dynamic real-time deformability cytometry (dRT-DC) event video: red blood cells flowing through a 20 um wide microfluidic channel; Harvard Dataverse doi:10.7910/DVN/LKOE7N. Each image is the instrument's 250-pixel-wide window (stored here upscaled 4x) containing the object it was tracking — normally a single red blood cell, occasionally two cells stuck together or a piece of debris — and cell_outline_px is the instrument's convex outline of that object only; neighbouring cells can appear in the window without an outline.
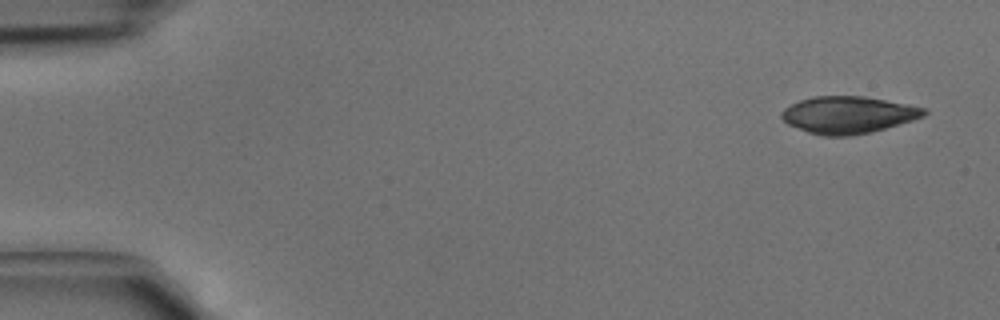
{"species": "common noctule bat (a hibernating species)", "species_latin": "Nyctalus noctula", "temperature_condition": "cold", "stored_images_in_passage": 3, "camera_frame_rate_fps": 3000, "um_per_image_px": 0.085, "animal": {"sex": "male", "body_mass_g": 15.6}, "frame": {"image": 1, "passage_image": 1, "time_ms": 0.0, "image_size_px": [1000, 320], "cell_outline_px": [[928, 112], [924, 116], [912, 120], [884, 128], [868, 132], [848, 136], [820, 136], [808, 132], [788, 124], [780, 116], [780, 112], [784, 108], [800, 100], [812, 96], [864, 96], [908, 104], [928, 108]], "centroid_in_image_um": [72.08, 9.75], "position_along_channel_um": 12.9, "area_um2": 30.69}}
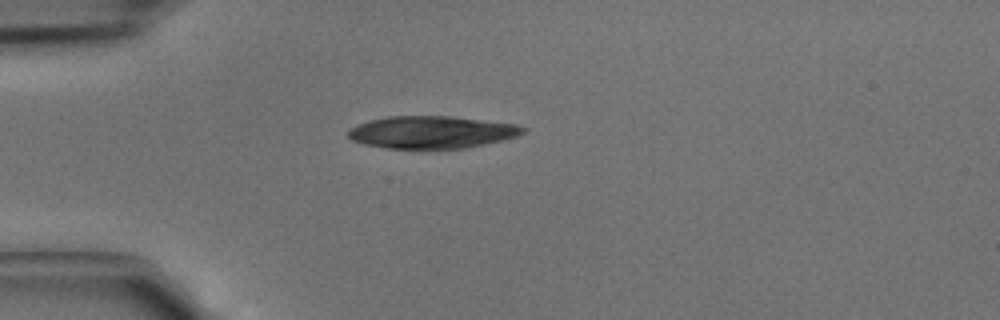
{"frame": {"image": 2, "passage_image": 3, "time_ms": 0.667, "image_size_px": [1000, 320], "cell_outline_px": [[528, 128], [524, 132], [516, 136], [484, 144], [464, 148], [388, 148], [364, 144], [352, 140], [348, 136], [348, 132], [356, 124], [388, 116], [452, 116], [516, 124]], "centroid_in_image_um": [36.7, 11.22], "position_along_channel_um": 48.3, "area_um2": 32.66}}